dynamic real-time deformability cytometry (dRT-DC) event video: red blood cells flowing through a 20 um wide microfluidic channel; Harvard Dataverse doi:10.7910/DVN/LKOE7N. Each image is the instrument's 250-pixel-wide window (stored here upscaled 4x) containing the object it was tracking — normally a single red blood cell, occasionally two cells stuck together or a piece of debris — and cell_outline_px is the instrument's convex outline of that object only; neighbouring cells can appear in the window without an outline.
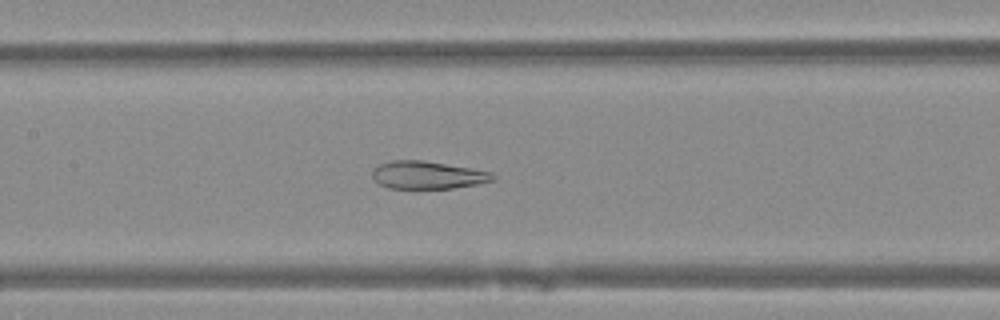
{"species": "Egyptian fruit bat (a non-hibernating species)", "species_latin": "Rousettus aegyptiacus", "temperature_condition": "warm", "stored_images_in_passage": 50, "camera_frame_rate_fps": 3000, "um_per_image_px": 0.085, "animal": {"sex": "female"}, "frame": {"image": 1, "passage_image": 24, "time_ms": 7.667, "image_size_px": [1000, 320], "cell_outline_px": [[496, 180], [476, 184], [452, 188], [388, 188], [380, 184], [372, 176], [372, 168], [380, 164], [392, 160], [424, 160], [472, 168], [492, 172], [496, 176]], "centroid_in_image_um": [36.36, 14.87], "position_along_channel_um": 171.0, "area_um2": 19.54}}
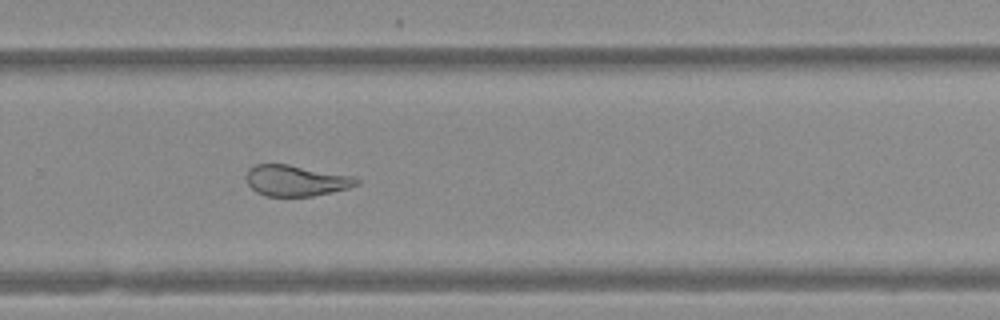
{"frame": {"image": 2, "passage_image": 34, "time_ms": 11.0, "image_size_px": [1000, 320], "cell_outline_px": [[360, 184], [348, 188], [332, 192], [312, 196], [268, 196], [256, 192], [248, 184], [248, 168], [256, 164], [288, 164], [352, 176], [360, 180]], "centroid_in_image_um": [25.18, 15.35], "position_along_channel_um": 304.6, "area_um2": 19.71}}
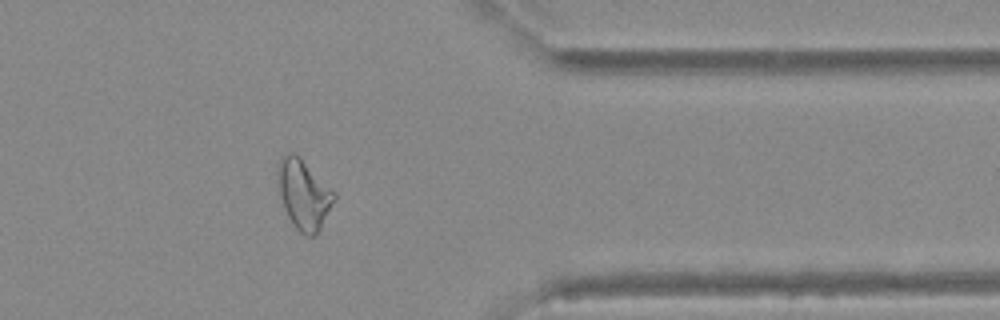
{"frame": {"image": 3, "passage_image": 41, "time_ms": 13.333, "image_size_px": [1000, 320], "cell_outline_px": [[336, 196], [320, 228], [312, 236], [308, 236], [300, 232], [292, 224], [284, 208], [280, 196], [276, 180], [276, 168], [284, 152], [292, 152], [300, 156], [336, 192]], "centroid_in_image_um": [25.78, 16.45], "position_along_channel_um": 385.6, "area_um2": 23.0}}